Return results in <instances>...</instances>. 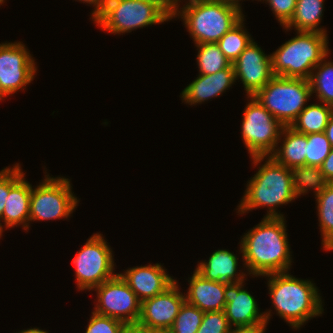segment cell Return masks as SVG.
<instances>
[{"mask_svg":"<svg viewBox=\"0 0 333 333\" xmlns=\"http://www.w3.org/2000/svg\"><path fill=\"white\" fill-rule=\"evenodd\" d=\"M231 325L223 311L204 312L197 333H228Z\"/></svg>","mask_w":333,"mask_h":333,"instance_id":"obj_33","label":"cell"},{"mask_svg":"<svg viewBox=\"0 0 333 333\" xmlns=\"http://www.w3.org/2000/svg\"><path fill=\"white\" fill-rule=\"evenodd\" d=\"M171 16L152 0H115L106 3L93 20L101 29L114 34L163 23Z\"/></svg>","mask_w":333,"mask_h":333,"instance_id":"obj_7","label":"cell"},{"mask_svg":"<svg viewBox=\"0 0 333 333\" xmlns=\"http://www.w3.org/2000/svg\"><path fill=\"white\" fill-rule=\"evenodd\" d=\"M321 104L306 106L290 127L296 132L306 135L324 132L333 113V107L324 103Z\"/></svg>","mask_w":333,"mask_h":333,"instance_id":"obj_23","label":"cell"},{"mask_svg":"<svg viewBox=\"0 0 333 333\" xmlns=\"http://www.w3.org/2000/svg\"><path fill=\"white\" fill-rule=\"evenodd\" d=\"M93 289L97 291L98 297V303L93 312L118 319L127 326L137 324L141 301L120 274H116Z\"/></svg>","mask_w":333,"mask_h":333,"instance_id":"obj_11","label":"cell"},{"mask_svg":"<svg viewBox=\"0 0 333 333\" xmlns=\"http://www.w3.org/2000/svg\"><path fill=\"white\" fill-rule=\"evenodd\" d=\"M280 135H284L285 140L281 148L275 149L270 156L290 169L305 165L307 135L296 132L290 126H284Z\"/></svg>","mask_w":333,"mask_h":333,"instance_id":"obj_21","label":"cell"},{"mask_svg":"<svg viewBox=\"0 0 333 333\" xmlns=\"http://www.w3.org/2000/svg\"><path fill=\"white\" fill-rule=\"evenodd\" d=\"M45 176L37 188H32L29 222L68 218L78 204L68 178Z\"/></svg>","mask_w":333,"mask_h":333,"instance_id":"obj_9","label":"cell"},{"mask_svg":"<svg viewBox=\"0 0 333 333\" xmlns=\"http://www.w3.org/2000/svg\"><path fill=\"white\" fill-rule=\"evenodd\" d=\"M261 1V0H260ZM269 3L281 26H285L293 17L297 0H264Z\"/></svg>","mask_w":333,"mask_h":333,"instance_id":"obj_34","label":"cell"},{"mask_svg":"<svg viewBox=\"0 0 333 333\" xmlns=\"http://www.w3.org/2000/svg\"><path fill=\"white\" fill-rule=\"evenodd\" d=\"M203 316V311L185 301L169 330L172 333H197Z\"/></svg>","mask_w":333,"mask_h":333,"instance_id":"obj_29","label":"cell"},{"mask_svg":"<svg viewBox=\"0 0 333 333\" xmlns=\"http://www.w3.org/2000/svg\"><path fill=\"white\" fill-rule=\"evenodd\" d=\"M308 79L273 76L254 97L283 125L291 126L312 96Z\"/></svg>","mask_w":333,"mask_h":333,"instance_id":"obj_6","label":"cell"},{"mask_svg":"<svg viewBox=\"0 0 333 333\" xmlns=\"http://www.w3.org/2000/svg\"><path fill=\"white\" fill-rule=\"evenodd\" d=\"M37 67L21 42L0 44V86L9 96L33 81Z\"/></svg>","mask_w":333,"mask_h":333,"instance_id":"obj_12","label":"cell"},{"mask_svg":"<svg viewBox=\"0 0 333 333\" xmlns=\"http://www.w3.org/2000/svg\"><path fill=\"white\" fill-rule=\"evenodd\" d=\"M235 79L242 81L247 96H254L272 78L271 55H266L256 42H251L232 63Z\"/></svg>","mask_w":333,"mask_h":333,"instance_id":"obj_14","label":"cell"},{"mask_svg":"<svg viewBox=\"0 0 333 333\" xmlns=\"http://www.w3.org/2000/svg\"><path fill=\"white\" fill-rule=\"evenodd\" d=\"M243 281L226 283L224 296L226 300L225 315L229 324L235 326H247L262 322H268L270 311L260 313L257 301L243 289Z\"/></svg>","mask_w":333,"mask_h":333,"instance_id":"obj_15","label":"cell"},{"mask_svg":"<svg viewBox=\"0 0 333 333\" xmlns=\"http://www.w3.org/2000/svg\"><path fill=\"white\" fill-rule=\"evenodd\" d=\"M127 327L124 322L118 319L92 312L85 333H125Z\"/></svg>","mask_w":333,"mask_h":333,"instance_id":"obj_31","label":"cell"},{"mask_svg":"<svg viewBox=\"0 0 333 333\" xmlns=\"http://www.w3.org/2000/svg\"><path fill=\"white\" fill-rule=\"evenodd\" d=\"M2 232H3V227H2V225H1V223H0V238H1V236H2Z\"/></svg>","mask_w":333,"mask_h":333,"instance_id":"obj_45","label":"cell"},{"mask_svg":"<svg viewBox=\"0 0 333 333\" xmlns=\"http://www.w3.org/2000/svg\"><path fill=\"white\" fill-rule=\"evenodd\" d=\"M327 56L314 68L318 71L312 72L308 80L312 94L316 93L320 103L333 107V62L324 60Z\"/></svg>","mask_w":333,"mask_h":333,"instance_id":"obj_26","label":"cell"},{"mask_svg":"<svg viewBox=\"0 0 333 333\" xmlns=\"http://www.w3.org/2000/svg\"><path fill=\"white\" fill-rule=\"evenodd\" d=\"M156 333H172L169 329L156 330Z\"/></svg>","mask_w":333,"mask_h":333,"instance_id":"obj_43","label":"cell"},{"mask_svg":"<svg viewBox=\"0 0 333 333\" xmlns=\"http://www.w3.org/2000/svg\"><path fill=\"white\" fill-rule=\"evenodd\" d=\"M320 169L323 172L324 177L330 183H333V147L331 148L330 154L322 162Z\"/></svg>","mask_w":333,"mask_h":333,"instance_id":"obj_36","label":"cell"},{"mask_svg":"<svg viewBox=\"0 0 333 333\" xmlns=\"http://www.w3.org/2000/svg\"><path fill=\"white\" fill-rule=\"evenodd\" d=\"M323 5V0H297L294 15L284 28L290 30L294 26L297 32L306 31L326 34L325 29L318 28L323 16Z\"/></svg>","mask_w":333,"mask_h":333,"instance_id":"obj_22","label":"cell"},{"mask_svg":"<svg viewBox=\"0 0 333 333\" xmlns=\"http://www.w3.org/2000/svg\"><path fill=\"white\" fill-rule=\"evenodd\" d=\"M237 266L236 255L221 249L213 252L207 262H200L195 270L210 281L235 283L244 281L246 276L243 272L236 275Z\"/></svg>","mask_w":333,"mask_h":333,"instance_id":"obj_19","label":"cell"},{"mask_svg":"<svg viewBox=\"0 0 333 333\" xmlns=\"http://www.w3.org/2000/svg\"><path fill=\"white\" fill-rule=\"evenodd\" d=\"M213 1H218V2H223V3H227V4H230V5H233L239 9H241V6L239 4V0H213Z\"/></svg>","mask_w":333,"mask_h":333,"instance_id":"obj_41","label":"cell"},{"mask_svg":"<svg viewBox=\"0 0 333 333\" xmlns=\"http://www.w3.org/2000/svg\"><path fill=\"white\" fill-rule=\"evenodd\" d=\"M243 21L244 17L217 42L220 50L231 64L239 57L245 48L254 41L251 35L243 29Z\"/></svg>","mask_w":333,"mask_h":333,"instance_id":"obj_27","label":"cell"},{"mask_svg":"<svg viewBox=\"0 0 333 333\" xmlns=\"http://www.w3.org/2000/svg\"><path fill=\"white\" fill-rule=\"evenodd\" d=\"M120 276L141 302L163 293L176 281L158 263L129 268Z\"/></svg>","mask_w":333,"mask_h":333,"instance_id":"obj_16","label":"cell"},{"mask_svg":"<svg viewBox=\"0 0 333 333\" xmlns=\"http://www.w3.org/2000/svg\"><path fill=\"white\" fill-rule=\"evenodd\" d=\"M5 96H7L4 91L2 90L1 86H0V100H2Z\"/></svg>","mask_w":333,"mask_h":333,"instance_id":"obj_44","label":"cell"},{"mask_svg":"<svg viewBox=\"0 0 333 333\" xmlns=\"http://www.w3.org/2000/svg\"><path fill=\"white\" fill-rule=\"evenodd\" d=\"M331 148L324 132L307 134L305 165L320 167Z\"/></svg>","mask_w":333,"mask_h":333,"instance_id":"obj_30","label":"cell"},{"mask_svg":"<svg viewBox=\"0 0 333 333\" xmlns=\"http://www.w3.org/2000/svg\"><path fill=\"white\" fill-rule=\"evenodd\" d=\"M267 157L266 163L259 167L247 184L238 206L241 215L251 209L267 206L269 211L266 217H283L274 208L297 198L293 190L292 170L277 163L271 156Z\"/></svg>","mask_w":333,"mask_h":333,"instance_id":"obj_3","label":"cell"},{"mask_svg":"<svg viewBox=\"0 0 333 333\" xmlns=\"http://www.w3.org/2000/svg\"><path fill=\"white\" fill-rule=\"evenodd\" d=\"M112 1H115V0H105V4L109 3V2H112Z\"/></svg>","mask_w":333,"mask_h":333,"instance_id":"obj_46","label":"cell"},{"mask_svg":"<svg viewBox=\"0 0 333 333\" xmlns=\"http://www.w3.org/2000/svg\"><path fill=\"white\" fill-rule=\"evenodd\" d=\"M181 9L173 17L181 15L195 44L217 43L244 17L241 9L213 0H189Z\"/></svg>","mask_w":333,"mask_h":333,"instance_id":"obj_5","label":"cell"},{"mask_svg":"<svg viewBox=\"0 0 333 333\" xmlns=\"http://www.w3.org/2000/svg\"><path fill=\"white\" fill-rule=\"evenodd\" d=\"M293 190L298 198L309 189L315 190V196L321 194L330 183L323 175L320 167L302 165L292 169Z\"/></svg>","mask_w":333,"mask_h":333,"instance_id":"obj_24","label":"cell"},{"mask_svg":"<svg viewBox=\"0 0 333 333\" xmlns=\"http://www.w3.org/2000/svg\"><path fill=\"white\" fill-rule=\"evenodd\" d=\"M125 333H156V330L144 329L138 325H129Z\"/></svg>","mask_w":333,"mask_h":333,"instance_id":"obj_40","label":"cell"},{"mask_svg":"<svg viewBox=\"0 0 333 333\" xmlns=\"http://www.w3.org/2000/svg\"><path fill=\"white\" fill-rule=\"evenodd\" d=\"M268 322L257 323L247 326H234L235 328H230L228 333H265V327Z\"/></svg>","mask_w":333,"mask_h":333,"instance_id":"obj_35","label":"cell"},{"mask_svg":"<svg viewBox=\"0 0 333 333\" xmlns=\"http://www.w3.org/2000/svg\"><path fill=\"white\" fill-rule=\"evenodd\" d=\"M189 282L190 287L185 296V301L188 304L198 307L203 312L223 311L225 309V282L205 279L196 270Z\"/></svg>","mask_w":333,"mask_h":333,"instance_id":"obj_18","label":"cell"},{"mask_svg":"<svg viewBox=\"0 0 333 333\" xmlns=\"http://www.w3.org/2000/svg\"><path fill=\"white\" fill-rule=\"evenodd\" d=\"M235 72L233 65L213 74H199L183 91L182 100L189 105L202 103L209 98L221 95L234 84Z\"/></svg>","mask_w":333,"mask_h":333,"instance_id":"obj_17","label":"cell"},{"mask_svg":"<svg viewBox=\"0 0 333 333\" xmlns=\"http://www.w3.org/2000/svg\"><path fill=\"white\" fill-rule=\"evenodd\" d=\"M107 242L96 233L76 254L72 263L75 265L76 281L79 290H93L108 279L114 277V259Z\"/></svg>","mask_w":333,"mask_h":333,"instance_id":"obj_10","label":"cell"},{"mask_svg":"<svg viewBox=\"0 0 333 333\" xmlns=\"http://www.w3.org/2000/svg\"><path fill=\"white\" fill-rule=\"evenodd\" d=\"M18 333H48V331H44L39 328H31L27 330H21V332Z\"/></svg>","mask_w":333,"mask_h":333,"instance_id":"obj_42","label":"cell"},{"mask_svg":"<svg viewBox=\"0 0 333 333\" xmlns=\"http://www.w3.org/2000/svg\"><path fill=\"white\" fill-rule=\"evenodd\" d=\"M319 226L321 228L322 244L325 250H333V183L316 196Z\"/></svg>","mask_w":333,"mask_h":333,"instance_id":"obj_25","label":"cell"},{"mask_svg":"<svg viewBox=\"0 0 333 333\" xmlns=\"http://www.w3.org/2000/svg\"><path fill=\"white\" fill-rule=\"evenodd\" d=\"M19 163L14 167L5 168L0 171V219L2 218L5 203L8 199L10 189L24 176Z\"/></svg>","mask_w":333,"mask_h":333,"instance_id":"obj_32","label":"cell"},{"mask_svg":"<svg viewBox=\"0 0 333 333\" xmlns=\"http://www.w3.org/2000/svg\"><path fill=\"white\" fill-rule=\"evenodd\" d=\"M248 98L241 133L253 164L258 165L275 151L284 126L254 96Z\"/></svg>","mask_w":333,"mask_h":333,"instance_id":"obj_8","label":"cell"},{"mask_svg":"<svg viewBox=\"0 0 333 333\" xmlns=\"http://www.w3.org/2000/svg\"><path fill=\"white\" fill-rule=\"evenodd\" d=\"M268 287L277 314L292 328L298 329L307 320L323 312L322 299L313 283L286 272L271 273Z\"/></svg>","mask_w":333,"mask_h":333,"instance_id":"obj_2","label":"cell"},{"mask_svg":"<svg viewBox=\"0 0 333 333\" xmlns=\"http://www.w3.org/2000/svg\"><path fill=\"white\" fill-rule=\"evenodd\" d=\"M326 137L328 138L331 147H333V113L330 116L329 122L324 130Z\"/></svg>","mask_w":333,"mask_h":333,"instance_id":"obj_39","label":"cell"},{"mask_svg":"<svg viewBox=\"0 0 333 333\" xmlns=\"http://www.w3.org/2000/svg\"><path fill=\"white\" fill-rule=\"evenodd\" d=\"M200 74H213L228 68L231 62L224 56L217 43L196 44Z\"/></svg>","mask_w":333,"mask_h":333,"instance_id":"obj_28","label":"cell"},{"mask_svg":"<svg viewBox=\"0 0 333 333\" xmlns=\"http://www.w3.org/2000/svg\"><path fill=\"white\" fill-rule=\"evenodd\" d=\"M163 8L172 18L179 11L178 2L180 0H152Z\"/></svg>","mask_w":333,"mask_h":333,"instance_id":"obj_37","label":"cell"},{"mask_svg":"<svg viewBox=\"0 0 333 333\" xmlns=\"http://www.w3.org/2000/svg\"><path fill=\"white\" fill-rule=\"evenodd\" d=\"M175 281L163 293L141 302L140 317L136 325L148 330L170 329L185 302Z\"/></svg>","mask_w":333,"mask_h":333,"instance_id":"obj_13","label":"cell"},{"mask_svg":"<svg viewBox=\"0 0 333 333\" xmlns=\"http://www.w3.org/2000/svg\"><path fill=\"white\" fill-rule=\"evenodd\" d=\"M83 1L95 6V10L92 12V19H95L104 9L105 0H78Z\"/></svg>","mask_w":333,"mask_h":333,"instance_id":"obj_38","label":"cell"},{"mask_svg":"<svg viewBox=\"0 0 333 333\" xmlns=\"http://www.w3.org/2000/svg\"><path fill=\"white\" fill-rule=\"evenodd\" d=\"M32 185L24 176L10 189L5 203L4 212L0 219L5 222V228L23 225L24 230L29 229V211Z\"/></svg>","mask_w":333,"mask_h":333,"instance_id":"obj_20","label":"cell"},{"mask_svg":"<svg viewBox=\"0 0 333 333\" xmlns=\"http://www.w3.org/2000/svg\"><path fill=\"white\" fill-rule=\"evenodd\" d=\"M284 217H266L241 239L246 268L255 276L288 272L291 265Z\"/></svg>","mask_w":333,"mask_h":333,"instance_id":"obj_1","label":"cell"},{"mask_svg":"<svg viewBox=\"0 0 333 333\" xmlns=\"http://www.w3.org/2000/svg\"><path fill=\"white\" fill-rule=\"evenodd\" d=\"M297 34L271 54L273 75L309 79L314 68L329 54L327 34L306 31Z\"/></svg>","mask_w":333,"mask_h":333,"instance_id":"obj_4","label":"cell"}]
</instances>
